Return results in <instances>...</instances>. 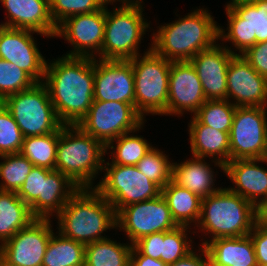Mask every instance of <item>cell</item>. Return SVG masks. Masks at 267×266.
I'll use <instances>...</instances> for the list:
<instances>
[{"label":"cell","instance_id":"obj_1","mask_svg":"<svg viewBox=\"0 0 267 266\" xmlns=\"http://www.w3.org/2000/svg\"><path fill=\"white\" fill-rule=\"evenodd\" d=\"M95 59L62 55L48 59L43 84L63 125H78L94 100Z\"/></svg>","mask_w":267,"mask_h":266},{"label":"cell","instance_id":"obj_2","mask_svg":"<svg viewBox=\"0 0 267 266\" xmlns=\"http://www.w3.org/2000/svg\"><path fill=\"white\" fill-rule=\"evenodd\" d=\"M196 8L184 17L175 13L178 19L152 29L151 49L156 54L171 62L190 61L218 41L219 23L207 8Z\"/></svg>","mask_w":267,"mask_h":266},{"label":"cell","instance_id":"obj_3","mask_svg":"<svg viewBox=\"0 0 267 266\" xmlns=\"http://www.w3.org/2000/svg\"><path fill=\"white\" fill-rule=\"evenodd\" d=\"M55 219L62 236L84 245L108 238L105 232L117 229L114 207L95 188H80Z\"/></svg>","mask_w":267,"mask_h":266},{"label":"cell","instance_id":"obj_4","mask_svg":"<svg viewBox=\"0 0 267 266\" xmlns=\"http://www.w3.org/2000/svg\"><path fill=\"white\" fill-rule=\"evenodd\" d=\"M256 221V206L222 186L202 199L200 218L197 228L193 229L195 234L202 232L201 235L206 236L200 240L201 246H205L216 238L249 235Z\"/></svg>","mask_w":267,"mask_h":266},{"label":"cell","instance_id":"obj_5","mask_svg":"<svg viewBox=\"0 0 267 266\" xmlns=\"http://www.w3.org/2000/svg\"><path fill=\"white\" fill-rule=\"evenodd\" d=\"M105 155L106 147L78 125L59 128L55 170L79 188H96L95 181L103 172Z\"/></svg>","mask_w":267,"mask_h":266},{"label":"cell","instance_id":"obj_6","mask_svg":"<svg viewBox=\"0 0 267 266\" xmlns=\"http://www.w3.org/2000/svg\"><path fill=\"white\" fill-rule=\"evenodd\" d=\"M120 4V6H119ZM105 5V33L100 52L103 60H130L140 53L141 43L151 21L145 18L144 3L120 2ZM108 5H114L112 10ZM117 6V7H116ZM149 28V29H148Z\"/></svg>","mask_w":267,"mask_h":266},{"label":"cell","instance_id":"obj_7","mask_svg":"<svg viewBox=\"0 0 267 266\" xmlns=\"http://www.w3.org/2000/svg\"><path fill=\"white\" fill-rule=\"evenodd\" d=\"M146 50L129 60L134 74L135 108L144 118L149 114L163 116L167 111L171 61L156 54L150 43Z\"/></svg>","mask_w":267,"mask_h":266},{"label":"cell","instance_id":"obj_8","mask_svg":"<svg viewBox=\"0 0 267 266\" xmlns=\"http://www.w3.org/2000/svg\"><path fill=\"white\" fill-rule=\"evenodd\" d=\"M79 189L61 172L33 166L17 195L35 218L54 219Z\"/></svg>","mask_w":267,"mask_h":266},{"label":"cell","instance_id":"obj_9","mask_svg":"<svg viewBox=\"0 0 267 266\" xmlns=\"http://www.w3.org/2000/svg\"><path fill=\"white\" fill-rule=\"evenodd\" d=\"M2 103L18 124L24 138L54 133L63 125L43 83H36L28 90L9 95Z\"/></svg>","mask_w":267,"mask_h":266},{"label":"cell","instance_id":"obj_10","mask_svg":"<svg viewBox=\"0 0 267 266\" xmlns=\"http://www.w3.org/2000/svg\"><path fill=\"white\" fill-rule=\"evenodd\" d=\"M103 172L95 189L111 203L116 213L127 205L150 200L161 194V189L142 174L137 166L112 164L109 157H105Z\"/></svg>","mask_w":267,"mask_h":266},{"label":"cell","instance_id":"obj_11","mask_svg":"<svg viewBox=\"0 0 267 266\" xmlns=\"http://www.w3.org/2000/svg\"><path fill=\"white\" fill-rule=\"evenodd\" d=\"M145 121L147 120L132 104L93 100L78 126L106 147L111 141L137 129Z\"/></svg>","mask_w":267,"mask_h":266},{"label":"cell","instance_id":"obj_12","mask_svg":"<svg viewBox=\"0 0 267 266\" xmlns=\"http://www.w3.org/2000/svg\"><path fill=\"white\" fill-rule=\"evenodd\" d=\"M267 106L236 107L229 132L230 161L266 158Z\"/></svg>","mask_w":267,"mask_h":266},{"label":"cell","instance_id":"obj_13","mask_svg":"<svg viewBox=\"0 0 267 266\" xmlns=\"http://www.w3.org/2000/svg\"><path fill=\"white\" fill-rule=\"evenodd\" d=\"M177 226L162 194L127 205L117 213V230L123 231L127 242L129 240L132 245L147 235L166 232Z\"/></svg>","mask_w":267,"mask_h":266},{"label":"cell","instance_id":"obj_14","mask_svg":"<svg viewBox=\"0 0 267 266\" xmlns=\"http://www.w3.org/2000/svg\"><path fill=\"white\" fill-rule=\"evenodd\" d=\"M53 220L34 219L0 245V266H42L45 250L54 233Z\"/></svg>","mask_w":267,"mask_h":266},{"label":"cell","instance_id":"obj_15","mask_svg":"<svg viewBox=\"0 0 267 266\" xmlns=\"http://www.w3.org/2000/svg\"><path fill=\"white\" fill-rule=\"evenodd\" d=\"M105 33V6L92 13L78 14L62 21L54 38H62L71 49L65 56L100 59ZM98 56V57H97Z\"/></svg>","mask_w":267,"mask_h":266},{"label":"cell","instance_id":"obj_16","mask_svg":"<svg viewBox=\"0 0 267 266\" xmlns=\"http://www.w3.org/2000/svg\"><path fill=\"white\" fill-rule=\"evenodd\" d=\"M46 35L16 28L0 29V59L13 63L25 71L36 83H43L46 70V56L41 54L34 34Z\"/></svg>","mask_w":267,"mask_h":266},{"label":"cell","instance_id":"obj_17","mask_svg":"<svg viewBox=\"0 0 267 266\" xmlns=\"http://www.w3.org/2000/svg\"><path fill=\"white\" fill-rule=\"evenodd\" d=\"M207 101L201 80L190 61L171 62L167 111L163 116H193Z\"/></svg>","mask_w":267,"mask_h":266},{"label":"cell","instance_id":"obj_18","mask_svg":"<svg viewBox=\"0 0 267 266\" xmlns=\"http://www.w3.org/2000/svg\"><path fill=\"white\" fill-rule=\"evenodd\" d=\"M94 100L135 106L134 74L129 60L95 58Z\"/></svg>","mask_w":267,"mask_h":266},{"label":"cell","instance_id":"obj_19","mask_svg":"<svg viewBox=\"0 0 267 266\" xmlns=\"http://www.w3.org/2000/svg\"><path fill=\"white\" fill-rule=\"evenodd\" d=\"M227 100L236 107L267 104V78L259 75L241 54H234L228 65Z\"/></svg>","mask_w":267,"mask_h":266},{"label":"cell","instance_id":"obj_20","mask_svg":"<svg viewBox=\"0 0 267 266\" xmlns=\"http://www.w3.org/2000/svg\"><path fill=\"white\" fill-rule=\"evenodd\" d=\"M233 55L217 41L190 60L201 80L207 100L227 99V70Z\"/></svg>","mask_w":267,"mask_h":266},{"label":"cell","instance_id":"obj_21","mask_svg":"<svg viewBox=\"0 0 267 266\" xmlns=\"http://www.w3.org/2000/svg\"><path fill=\"white\" fill-rule=\"evenodd\" d=\"M263 163L267 165V158L232 160L223 172L233 184L227 188L256 207L267 197V168Z\"/></svg>","mask_w":267,"mask_h":266},{"label":"cell","instance_id":"obj_22","mask_svg":"<svg viewBox=\"0 0 267 266\" xmlns=\"http://www.w3.org/2000/svg\"><path fill=\"white\" fill-rule=\"evenodd\" d=\"M0 3L5 8L7 27L31 30L54 39L57 27L48 0H0Z\"/></svg>","mask_w":267,"mask_h":266},{"label":"cell","instance_id":"obj_23","mask_svg":"<svg viewBox=\"0 0 267 266\" xmlns=\"http://www.w3.org/2000/svg\"><path fill=\"white\" fill-rule=\"evenodd\" d=\"M191 157L190 159L181 160L180 163L173 161L172 181L202 199L216 193L222 187H216L217 183L215 181H217L216 177L217 173H219L216 167L219 170L221 169L220 172H224V166L215 160H208L210 163H207L206 158ZM213 164L216 169L215 172Z\"/></svg>","mask_w":267,"mask_h":266},{"label":"cell","instance_id":"obj_24","mask_svg":"<svg viewBox=\"0 0 267 266\" xmlns=\"http://www.w3.org/2000/svg\"><path fill=\"white\" fill-rule=\"evenodd\" d=\"M187 131L192 156L209 158L223 166L230 161L229 133L202 124L194 115L188 123Z\"/></svg>","mask_w":267,"mask_h":266},{"label":"cell","instance_id":"obj_25","mask_svg":"<svg viewBox=\"0 0 267 266\" xmlns=\"http://www.w3.org/2000/svg\"><path fill=\"white\" fill-rule=\"evenodd\" d=\"M204 247L209 254L211 266H258L250 235L216 238Z\"/></svg>","mask_w":267,"mask_h":266},{"label":"cell","instance_id":"obj_26","mask_svg":"<svg viewBox=\"0 0 267 266\" xmlns=\"http://www.w3.org/2000/svg\"><path fill=\"white\" fill-rule=\"evenodd\" d=\"M172 218L178 226L196 228L200 218L202 198L172 180L161 190ZM192 225V226H191Z\"/></svg>","mask_w":267,"mask_h":266},{"label":"cell","instance_id":"obj_27","mask_svg":"<svg viewBox=\"0 0 267 266\" xmlns=\"http://www.w3.org/2000/svg\"><path fill=\"white\" fill-rule=\"evenodd\" d=\"M36 219L17 192L0 190V245Z\"/></svg>","mask_w":267,"mask_h":266},{"label":"cell","instance_id":"obj_28","mask_svg":"<svg viewBox=\"0 0 267 266\" xmlns=\"http://www.w3.org/2000/svg\"><path fill=\"white\" fill-rule=\"evenodd\" d=\"M145 123L137 129L117 137L106 146V154L108 157L111 156L109 161L112 164L136 166L152 149L154 145L142 135H138L139 131L145 126ZM136 133L137 135H135Z\"/></svg>","mask_w":267,"mask_h":266},{"label":"cell","instance_id":"obj_29","mask_svg":"<svg viewBox=\"0 0 267 266\" xmlns=\"http://www.w3.org/2000/svg\"><path fill=\"white\" fill-rule=\"evenodd\" d=\"M133 245L105 238L85 245L84 266H129Z\"/></svg>","mask_w":267,"mask_h":266},{"label":"cell","instance_id":"obj_30","mask_svg":"<svg viewBox=\"0 0 267 266\" xmlns=\"http://www.w3.org/2000/svg\"><path fill=\"white\" fill-rule=\"evenodd\" d=\"M85 245L62 236L58 231L51 235L42 266H84Z\"/></svg>","mask_w":267,"mask_h":266},{"label":"cell","instance_id":"obj_31","mask_svg":"<svg viewBox=\"0 0 267 266\" xmlns=\"http://www.w3.org/2000/svg\"><path fill=\"white\" fill-rule=\"evenodd\" d=\"M59 129L54 133L23 139L20 153L34 166L55 170Z\"/></svg>","mask_w":267,"mask_h":266},{"label":"cell","instance_id":"obj_32","mask_svg":"<svg viewBox=\"0 0 267 266\" xmlns=\"http://www.w3.org/2000/svg\"><path fill=\"white\" fill-rule=\"evenodd\" d=\"M224 8L228 24H226V28L218 25V41L222 45L229 43L230 46L228 44L224 46L231 53L243 54L252 46V29L249 24L245 22L244 19H241L230 7Z\"/></svg>","mask_w":267,"mask_h":266},{"label":"cell","instance_id":"obj_33","mask_svg":"<svg viewBox=\"0 0 267 266\" xmlns=\"http://www.w3.org/2000/svg\"><path fill=\"white\" fill-rule=\"evenodd\" d=\"M192 229L187 226H177L164 232V240H161L160 260L169 265L186 257L193 251L195 242L192 234L195 236V232Z\"/></svg>","mask_w":267,"mask_h":266},{"label":"cell","instance_id":"obj_34","mask_svg":"<svg viewBox=\"0 0 267 266\" xmlns=\"http://www.w3.org/2000/svg\"><path fill=\"white\" fill-rule=\"evenodd\" d=\"M0 190L18 192L33 164L21 153L0 156Z\"/></svg>","mask_w":267,"mask_h":266},{"label":"cell","instance_id":"obj_35","mask_svg":"<svg viewBox=\"0 0 267 266\" xmlns=\"http://www.w3.org/2000/svg\"><path fill=\"white\" fill-rule=\"evenodd\" d=\"M236 106L229 100H207L194 114L204 125L211 128L230 132Z\"/></svg>","mask_w":267,"mask_h":266},{"label":"cell","instance_id":"obj_36","mask_svg":"<svg viewBox=\"0 0 267 266\" xmlns=\"http://www.w3.org/2000/svg\"><path fill=\"white\" fill-rule=\"evenodd\" d=\"M165 151L153 146L152 149L137 163V168L161 190L172 180L173 161L169 160Z\"/></svg>","mask_w":267,"mask_h":266},{"label":"cell","instance_id":"obj_37","mask_svg":"<svg viewBox=\"0 0 267 266\" xmlns=\"http://www.w3.org/2000/svg\"><path fill=\"white\" fill-rule=\"evenodd\" d=\"M252 29V46L267 41V0H256L230 7Z\"/></svg>","mask_w":267,"mask_h":266},{"label":"cell","instance_id":"obj_38","mask_svg":"<svg viewBox=\"0 0 267 266\" xmlns=\"http://www.w3.org/2000/svg\"><path fill=\"white\" fill-rule=\"evenodd\" d=\"M36 82L21 68L0 59V102L12 94L32 88Z\"/></svg>","mask_w":267,"mask_h":266},{"label":"cell","instance_id":"obj_39","mask_svg":"<svg viewBox=\"0 0 267 266\" xmlns=\"http://www.w3.org/2000/svg\"><path fill=\"white\" fill-rule=\"evenodd\" d=\"M49 4L51 18L57 27L71 16L101 10L107 2L105 0H51Z\"/></svg>","mask_w":267,"mask_h":266},{"label":"cell","instance_id":"obj_40","mask_svg":"<svg viewBox=\"0 0 267 266\" xmlns=\"http://www.w3.org/2000/svg\"><path fill=\"white\" fill-rule=\"evenodd\" d=\"M24 136L9 110L0 102V156L20 153Z\"/></svg>","mask_w":267,"mask_h":266},{"label":"cell","instance_id":"obj_41","mask_svg":"<svg viewBox=\"0 0 267 266\" xmlns=\"http://www.w3.org/2000/svg\"><path fill=\"white\" fill-rule=\"evenodd\" d=\"M241 55L259 75L267 78V41L256 43Z\"/></svg>","mask_w":267,"mask_h":266},{"label":"cell","instance_id":"obj_42","mask_svg":"<svg viewBox=\"0 0 267 266\" xmlns=\"http://www.w3.org/2000/svg\"><path fill=\"white\" fill-rule=\"evenodd\" d=\"M161 240H164V232L153 233L136 241L133 247L142 255L160 259Z\"/></svg>","mask_w":267,"mask_h":266},{"label":"cell","instance_id":"obj_43","mask_svg":"<svg viewBox=\"0 0 267 266\" xmlns=\"http://www.w3.org/2000/svg\"><path fill=\"white\" fill-rule=\"evenodd\" d=\"M250 237L255 248L258 266L267 265V227L257 221L250 232Z\"/></svg>","mask_w":267,"mask_h":266},{"label":"cell","instance_id":"obj_44","mask_svg":"<svg viewBox=\"0 0 267 266\" xmlns=\"http://www.w3.org/2000/svg\"><path fill=\"white\" fill-rule=\"evenodd\" d=\"M198 249L191 251L186 257L168 266H211L209 254L204 246L198 244Z\"/></svg>","mask_w":267,"mask_h":266},{"label":"cell","instance_id":"obj_45","mask_svg":"<svg viewBox=\"0 0 267 266\" xmlns=\"http://www.w3.org/2000/svg\"><path fill=\"white\" fill-rule=\"evenodd\" d=\"M129 266H168L160 259H153L150 256L140 254L132 247Z\"/></svg>","mask_w":267,"mask_h":266},{"label":"cell","instance_id":"obj_46","mask_svg":"<svg viewBox=\"0 0 267 266\" xmlns=\"http://www.w3.org/2000/svg\"><path fill=\"white\" fill-rule=\"evenodd\" d=\"M257 222L267 227V197L256 207Z\"/></svg>","mask_w":267,"mask_h":266},{"label":"cell","instance_id":"obj_47","mask_svg":"<svg viewBox=\"0 0 267 266\" xmlns=\"http://www.w3.org/2000/svg\"><path fill=\"white\" fill-rule=\"evenodd\" d=\"M256 0H230L229 2H226L225 7H231L234 5H239L243 3H253Z\"/></svg>","mask_w":267,"mask_h":266},{"label":"cell","instance_id":"obj_48","mask_svg":"<svg viewBox=\"0 0 267 266\" xmlns=\"http://www.w3.org/2000/svg\"><path fill=\"white\" fill-rule=\"evenodd\" d=\"M107 3H114L117 4V2H140L144 3L143 0H105Z\"/></svg>","mask_w":267,"mask_h":266},{"label":"cell","instance_id":"obj_49","mask_svg":"<svg viewBox=\"0 0 267 266\" xmlns=\"http://www.w3.org/2000/svg\"><path fill=\"white\" fill-rule=\"evenodd\" d=\"M4 28H7V26H6V22L4 21H2V23H0V29H4Z\"/></svg>","mask_w":267,"mask_h":266}]
</instances>
